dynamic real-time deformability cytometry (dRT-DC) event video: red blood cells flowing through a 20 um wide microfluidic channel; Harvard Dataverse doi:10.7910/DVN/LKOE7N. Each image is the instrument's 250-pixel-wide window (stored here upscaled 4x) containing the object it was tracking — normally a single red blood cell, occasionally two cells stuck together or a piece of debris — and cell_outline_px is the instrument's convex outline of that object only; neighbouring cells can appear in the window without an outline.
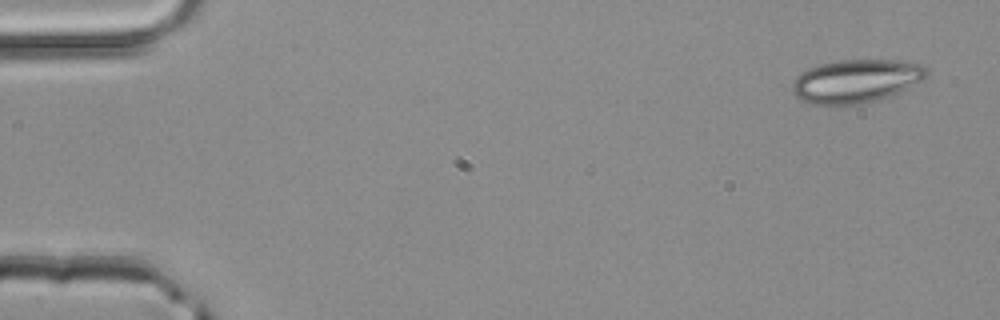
{"species": "common noctule bat (a hibernating species)", "species_latin": "Nyctalus noctula", "temperature_condition": "room temperature", "stored_images_in_passage": 3, "camera_frame_rate_fps": 3000, "um_per_image_px": 0.085, "animal": {"sex": "male", "body_mass_g": 20.4}, "frame": {"image": 1, "passage_image": 1, "time_ms": 0.0, "image_size_px": [1000, 320], "cell_outline_px": [[928, 76], [888, 96], [856, 104], [816, 104], [800, 100], [792, 92], [792, 84], [796, 76], [800, 72], [820, 64], [836, 60], [896, 60], [924, 64], [928, 72]], "centroid_in_image_um": [72.72, 6.86], "position_along_channel_um": 12.3, "area_um2": 33.41}}